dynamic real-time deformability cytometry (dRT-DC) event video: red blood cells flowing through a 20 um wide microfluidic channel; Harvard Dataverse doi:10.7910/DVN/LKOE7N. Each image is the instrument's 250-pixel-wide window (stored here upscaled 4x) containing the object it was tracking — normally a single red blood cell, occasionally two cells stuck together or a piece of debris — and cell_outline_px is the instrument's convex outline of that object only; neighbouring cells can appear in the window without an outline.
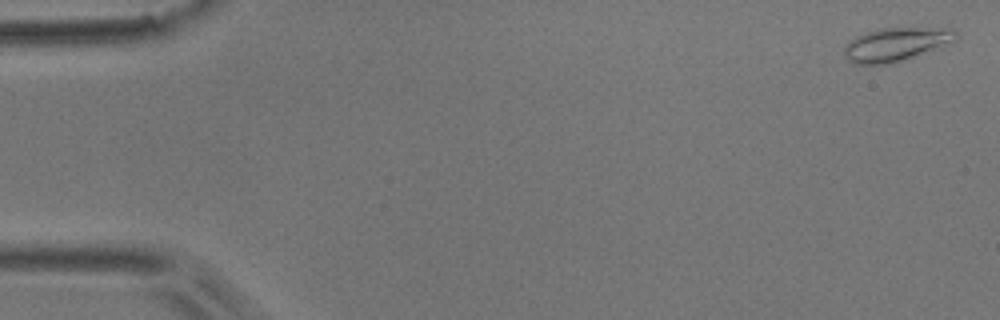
{"species": "common noctule bat (a hibernating species)", "species_latin": "Nyctalus noctula", "temperature_condition": "room temperature", "stored_images_in_passage": 5, "camera_frame_rate_fps": 3000, "um_per_image_px": 0.085, "animal": {"sex": "male", "body_mass_g": 17.9}, "frame": {"image": 1, "passage_image": 1, "time_ms": 0.0, "image_size_px": [1000, 320], "cell_outline_px": [[956, 40], [912, 56], [888, 64], [856, 64], [848, 60], [844, 56], [844, 48], [848, 40], [864, 32], [880, 28], [956, 28]], "centroid_in_image_um": [76.08, 3.75], "position_along_channel_um": 8.9, "area_um2": 21.44}}